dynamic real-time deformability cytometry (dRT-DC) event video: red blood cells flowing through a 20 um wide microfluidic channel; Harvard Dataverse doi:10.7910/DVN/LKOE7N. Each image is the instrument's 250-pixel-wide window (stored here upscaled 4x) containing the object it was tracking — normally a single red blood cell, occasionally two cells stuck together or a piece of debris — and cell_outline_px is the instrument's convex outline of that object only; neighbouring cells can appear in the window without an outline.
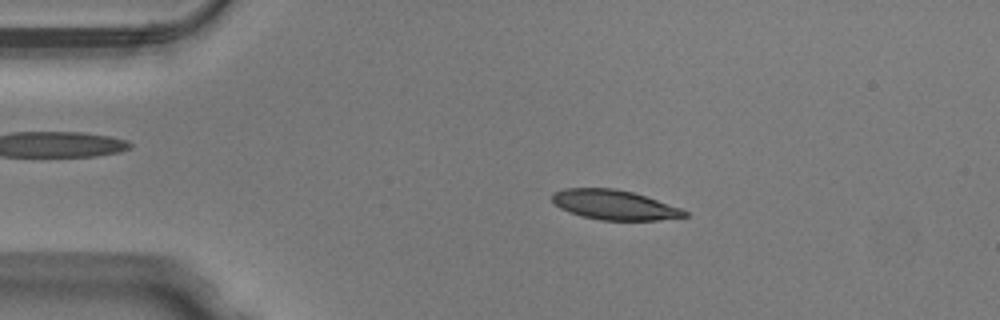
{"species": "Egyptian fruit bat (a non-hibernating species)", "species_latin": "Rousettus aegyptiacus", "temperature_condition": "warm", "stored_images_in_passage": 49, "camera_frame_rate_fps": 3000, "um_per_image_px": 0.085, "animal": {"sex": "male"}, "frame": {"image": 1, "passage_image": 9, "time_ms": 2.667, "image_size_px": [1000, 320], "cell_outline_px": [[688, 216], [656, 220], [600, 220], [584, 216], [560, 208], [552, 200], [552, 192], [564, 188], [616, 188], [632, 192], [680, 208], [688, 212]], "centroid_in_image_um": [52.19, 17.4], "position_along_channel_um": 32.8, "area_um2": 22.6}}
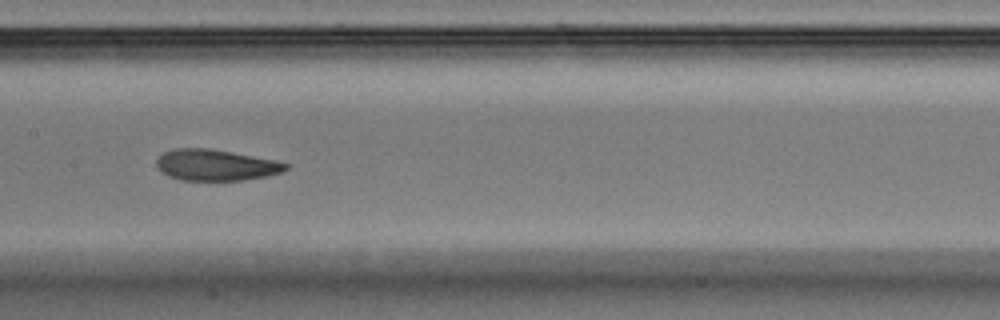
{"frame": {"image": 2, "passage_image": 24, "time_ms": 7.667, "image_size_px": [1000, 320], "cell_outline_px": [[288, 168], [284, 172], [268, 176], [244, 180], [180, 180], [168, 176], [156, 168], [156, 160], [164, 152], [172, 148], [212, 148], [276, 160], [288, 164]], "centroid_in_image_um": [18.34, 14.02], "position_along_channel_um": 189.1, "area_um2": 23.76}}
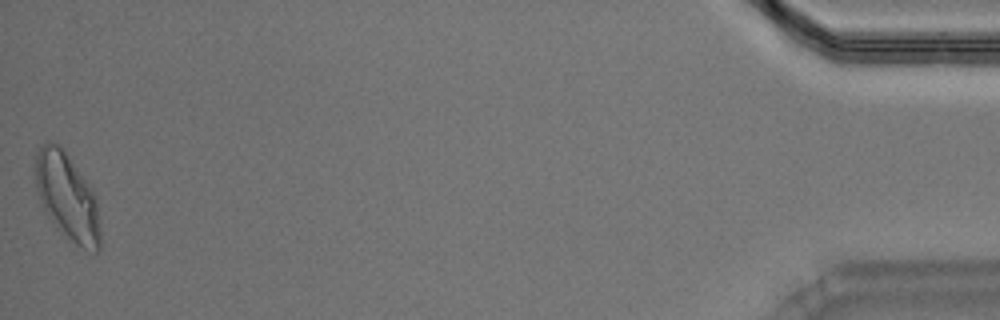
{"frame": {"image": 3, "passage_image": 49, "time_ms": 16.0, "image_size_px": [1000, 320], "cell_outline_px": [[100, 248], [96, 252], [84, 248], [76, 244], [56, 228], [48, 216], [40, 200], [36, 188], [36, 152], [44, 144], [56, 144], [64, 148], [96, 196], [100, 232]], "centroid_in_image_um": [5.72, 16.74], "position_along_channel_um": 429.5, "area_um2": 32.25}, "authors_computed_cell_mechanics": {"area_um2": 24.276, "velocity_mm_per_s": 4.0163, "shape_relaxation_time_tau1_ms": 3.1206, "shape_relaxation_time_tau2_ms": 2.1802, "deformation_change_tau1": 0.1352, "deformation_change_tau2": 0.0841}}